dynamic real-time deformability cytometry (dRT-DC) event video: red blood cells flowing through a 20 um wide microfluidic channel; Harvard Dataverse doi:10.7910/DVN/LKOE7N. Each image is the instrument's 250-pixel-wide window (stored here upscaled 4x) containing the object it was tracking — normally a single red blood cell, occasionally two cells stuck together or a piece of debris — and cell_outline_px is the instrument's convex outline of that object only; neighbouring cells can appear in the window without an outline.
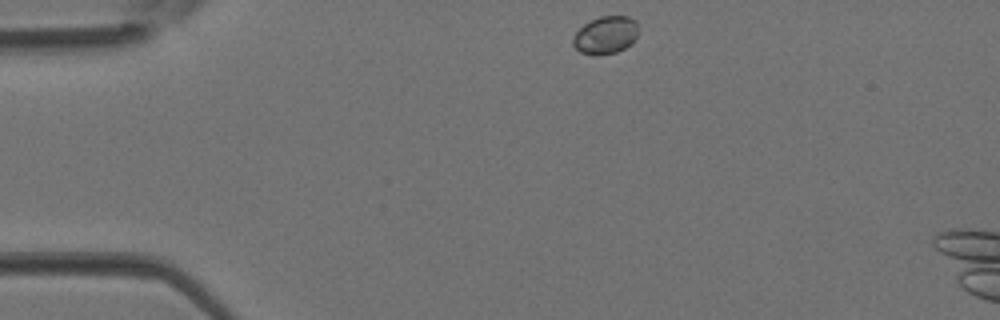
{"species": "Egyptian fruit bat (a non-hibernating species)", "species_latin": "Rousettus aegyptiacus", "temperature_condition": "room temperature", "stored_images_in_passage": 3, "camera_frame_rate_fps": 3000, "um_per_image_px": 0.085, "animal": {"sex": "female"}, "frame": {"image": 1, "passage_image": 1, "time_ms": 0.0, "image_size_px": [1000, 320], "cell_outline_px": [[640, 32], [632, 44], [616, 52], [596, 56], [592, 56], [580, 52], [572, 44], [572, 36], [584, 24], [600, 16], [628, 16], [636, 20], [640, 28]], "centroid_in_image_um": [51.51, 2.99], "position_along_channel_um": 33.5, "area_um2": 14.74}}